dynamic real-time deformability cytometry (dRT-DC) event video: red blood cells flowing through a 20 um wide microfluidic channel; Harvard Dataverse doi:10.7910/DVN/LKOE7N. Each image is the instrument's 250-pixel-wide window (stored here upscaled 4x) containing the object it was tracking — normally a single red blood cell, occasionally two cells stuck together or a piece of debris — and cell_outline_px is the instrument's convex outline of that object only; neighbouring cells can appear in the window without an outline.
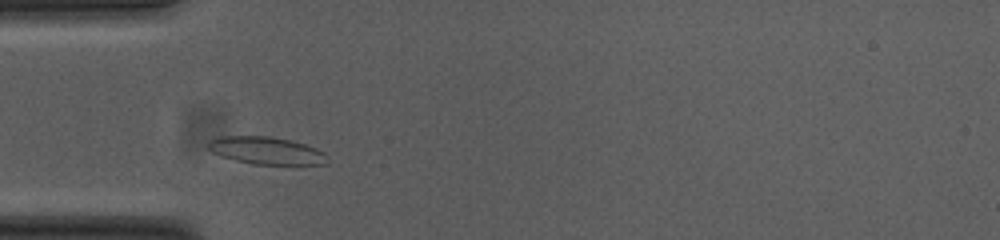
{"species": "common noctule bat (a hibernating species)", "species_latin": "Nyctalus noctula", "temperature_condition": "cold", "stored_images_in_passage": 33, "camera_frame_rate_fps": 3000, "um_per_image_px": 0.085, "animal": {"sex": "female", "body_mass_g": 23.0, "forearm_length_mm": 53.4}, "frame": {"image": 1, "passage_image": 5, "time_ms": 1.333, "image_size_px": [1000, 240], "cell_outline_px": [[328, 164], [252, 164], [236, 160], [212, 152], [204, 144], [208, 140], [216, 136], [268, 136], [292, 140], [316, 148], [324, 152], [328, 156]], "centroid_in_image_um": [22.61, 12.78], "position_along_channel_um": 62.4, "area_um2": 19.19}}
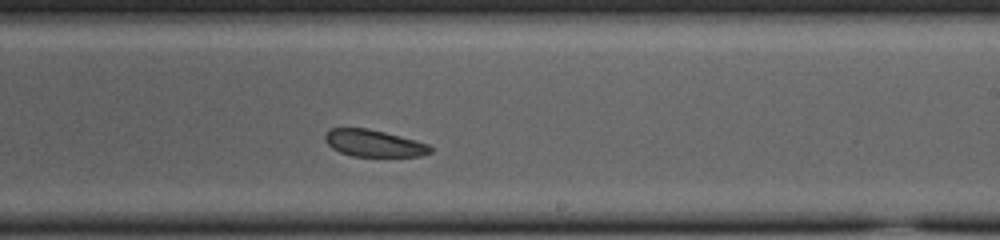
{"frame": {"image": 2, "passage_image": 21, "time_ms": 6.667, "image_size_px": [1000, 240], "cell_outline_px": [[432, 152], [420, 156], [352, 156], [340, 152], [332, 148], [324, 140], [324, 136], [332, 128], [368, 128], [400, 136], [428, 144], [432, 148]], "centroid_in_image_um": [31.77, 12.18], "position_along_channel_um": 257.2, "area_um2": 16.36}}
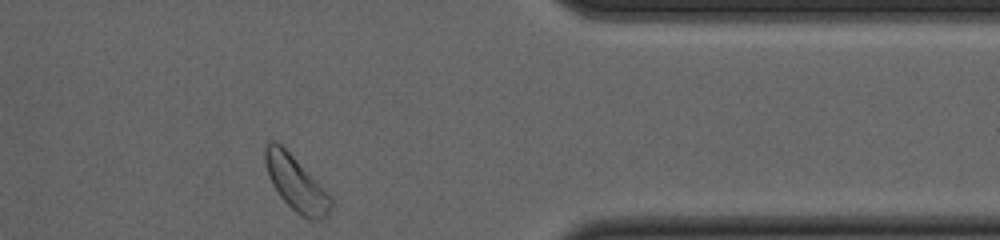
{"frame": {"image": 3, "passage_image": 33, "time_ms": 10.667, "image_size_px": [1000, 240], "cell_outline_px": [[332, 208], [328, 216], [320, 220], [308, 220], [296, 212], [280, 196], [272, 184], [268, 176], [264, 164], [264, 148], [268, 140], [276, 140], [292, 156], [332, 200]], "centroid_in_image_um": [25.1, 15.6], "position_along_channel_um": 386.3, "area_um2": 20.4}, "authors_computed_cell_mechanics": {"area_um2": 17.8024, "velocity_mm_per_s": 3.6808, "shape_relaxation_time_tau1_ms": 1.5618, "shape_relaxation_time_tau2_ms": 1.904, "deformation_change_tau1": 0.0542, "deformation_change_tau2": 0.0616}}